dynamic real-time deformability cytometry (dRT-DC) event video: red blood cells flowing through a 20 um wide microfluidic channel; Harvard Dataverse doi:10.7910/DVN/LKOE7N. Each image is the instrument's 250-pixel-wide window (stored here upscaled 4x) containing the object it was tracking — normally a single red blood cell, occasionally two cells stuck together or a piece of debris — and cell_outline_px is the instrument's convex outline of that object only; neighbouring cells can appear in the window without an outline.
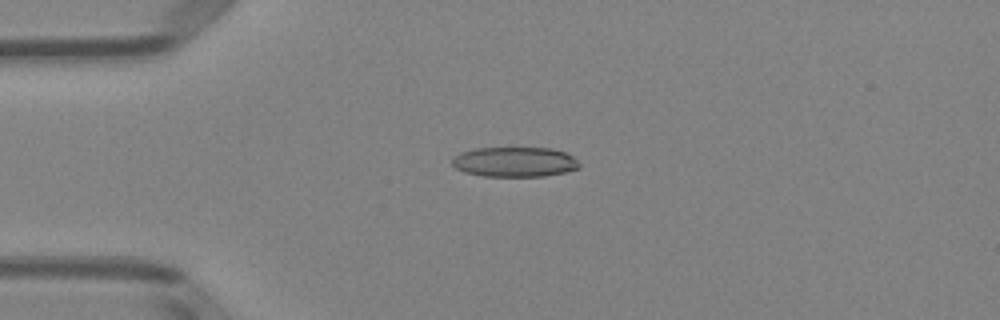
{"species": "Egyptian fruit bat (a non-hibernating species)", "species_latin": "Rousettus aegyptiacus", "temperature_condition": "room temperature", "stored_images_in_passage": 48, "camera_frame_rate_fps": 3000, "um_per_image_px": 0.085, "animal": {"sex": "female"}, "frame": {"image": 1, "passage_image": 10, "time_ms": 3.0, "image_size_px": [1000, 320], "cell_outline_px": [[580, 168], [564, 172], [544, 176], [484, 176], [464, 172], [456, 168], [452, 164], [452, 160], [460, 152], [476, 148], [552, 148], [564, 152], [572, 156], [580, 164]], "centroid_in_image_um": [43.75, 13.76], "position_along_channel_um": 41.3, "area_um2": 22.08}}
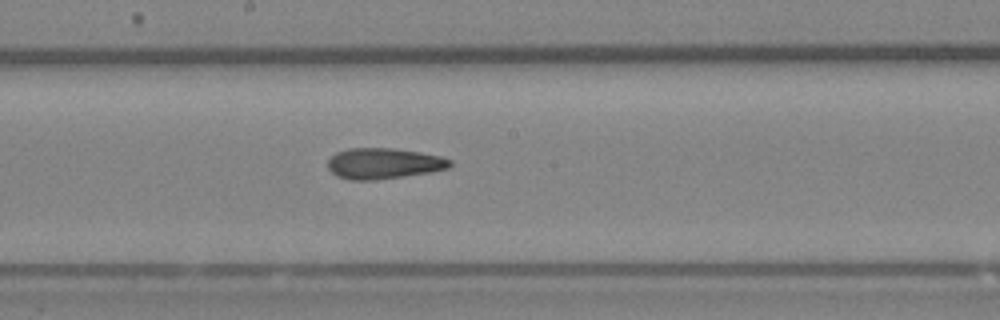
{"frame": {"image": 2, "passage_image": 25, "time_ms": 8.0, "image_size_px": [1000, 320], "cell_outline_px": [[452, 164], [448, 168], [432, 172], [376, 180], [348, 180], [336, 176], [328, 168], [328, 160], [336, 152], [348, 148], [392, 148], [420, 152], [440, 156], [452, 160]], "centroid_in_image_um": [32.6, 13.9], "position_along_channel_um": 215.6, "area_um2": 22.08}}
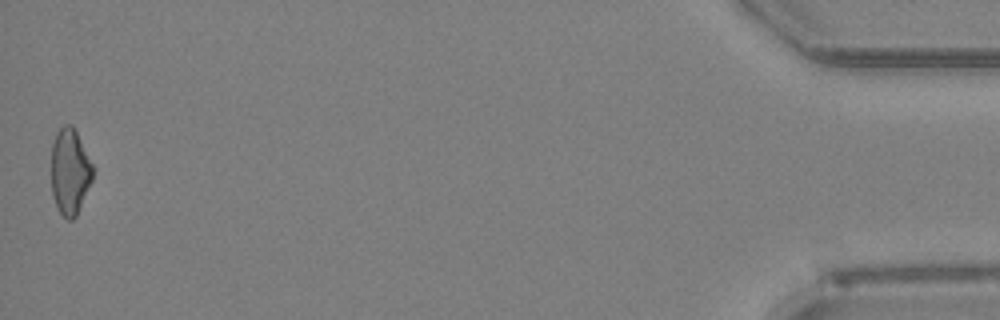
{"frame": {"image": 3, "passage_image": 48, "time_ms": 15.667, "image_size_px": [1000, 320], "cell_outline_px": [[96, 168], [92, 180], [76, 216], [72, 220], [68, 220], [60, 212], [52, 196], [52, 144], [56, 132], [64, 124], [72, 124]], "centroid_in_image_um": [5.97, 14.55], "position_along_channel_um": 429.2, "area_um2": 20.98}, "authors_computed_cell_mechanics": {"area_um2": 21.7328, "velocity_mm_per_s": 4.0018, "shape_relaxation_time_tau1_ms": null, "shape_relaxation_time_tau2_ms": 2.9154, "deformation_change_tau1": null, "deformation_change_tau2": 0.1121}}